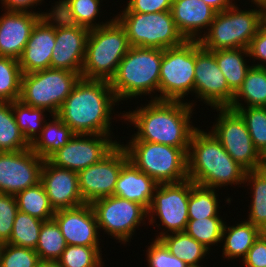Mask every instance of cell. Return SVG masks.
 <instances>
[{
	"mask_svg": "<svg viewBox=\"0 0 266 267\" xmlns=\"http://www.w3.org/2000/svg\"><path fill=\"white\" fill-rule=\"evenodd\" d=\"M193 103L150 100L145 107L123 113L138 128L129 141H148L183 149L187 154L196 127L190 124ZM131 112V113H130Z\"/></svg>",
	"mask_w": 266,
	"mask_h": 267,
	"instance_id": "1",
	"label": "cell"
},
{
	"mask_svg": "<svg viewBox=\"0 0 266 267\" xmlns=\"http://www.w3.org/2000/svg\"><path fill=\"white\" fill-rule=\"evenodd\" d=\"M116 102L109 81L80 78L57 116L75 134L111 135V112Z\"/></svg>",
	"mask_w": 266,
	"mask_h": 267,
	"instance_id": "2",
	"label": "cell"
},
{
	"mask_svg": "<svg viewBox=\"0 0 266 267\" xmlns=\"http://www.w3.org/2000/svg\"><path fill=\"white\" fill-rule=\"evenodd\" d=\"M188 160V179L195 184L217 189L232 184L241 185L247 170L222 147L212 132L196 128L191 135Z\"/></svg>",
	"mask_w": 266,
	"mask_h": 267,
	"instance_id": "3",
	"label": "cell"
},
{
	"mask_svg": "<svg viewBox=\"0 0 266 267\" xmlns=\"http://www.w3.org/2000/svg\"><path fill=\"white\" fill-rule=\"evenodd\" d=\"M163 50L131 46L109 81L117 101L159 92Z\"/></svg>",
	"mask_w": 266,
	"mask_h": 267,
	"instance_id": "4",
	"label": "cell"
},
{
	"mask_svg": "<svg viewBox=\"0 0 266 267\" xmlns=\"http://www.w3.org/2000/svg\"><path fill=\"white\" fill-rule=\"evenodd\" d=\"M130 47L127 33L115 17L90 29L81 78L110 81Z\"/></svg>",
	"mask_w": 266,
	"mask_h": 267,
	"instance_id": "5",
	"label": "cell"
},
{
	"mask_svg": "<svg viewBox=\"0 0 266 267\" xmlns=\"http://www.w3.org/2000/svg\"><path fill=\"white\" fill-rule=\"evenodd\" d=\"M256 6L258 8L245 11L234 5L216 13L208 31L199 39L201 46L208 51L248 49L259 28L266 22V8Z\"/></svg>",
	"mask_w": 266,
	"mask_h": 267,
	"instance_id": "6",
	"label": "cell"
},
{
	"mask_svg": "<svg viewBox=\"0 0 266 267\" xmlns=\"http://www.w3.org/2000/svg\"><path fill=\"white\" fill-rule=\"evenodd\" d=\"M121 146L128 160L158 184L188 179L187 153L181 148L148 141H130Z\"/></svg>",
	"mask_w": 266,
	"mask_h": 267,
	"instance_id": "7",
	"label": "cell"
},
{
	"mask_svg": "<svg viewBox=\"0 0 266 267\" xmlns=\"http://www.w3.org/2000/svg\"><path fill=\"white\" fill-rule=\"evenodd\" d=\"M80 78L81 73L55 68L22 74L19 100L57 115Z\"/></svg>",
	"mask_w": 266,
	"mask_h": 267,
	"instance_id": "8",
	"label": "cell"
},
{
	"mask_svg": "<svg viewBox=\"0 0 266 267\" xmlns=\"http://www.w3.org/2000/svg\"><path fill=\"white\" fill-rule=\"evenodd\" d=\"M115 16L124 27L130 46L167 49L183 44L171 11L155 13L122 12Z\"/></svg>",
	"mask_w": 266,
	"mask_h": 267,
	"instance_id": "9",
	"label": "cell"
},
{
	"mask_svg": "<svg viewBox=\"0 0 266 267\" xmlns=\"http://www.w3.org/2000/svg\"><path fill=\"white\" fill-rule=\"evenodd\" d=\"M196 40L163 50L159 97L151 100L182 101L187 93L194 92ZM183 98V99H182Z\"/></svg>",
	"mask_w": 266,
	"mask_h": 267,
	"instance_id": "10",
	"label": "cell"
},
{
	"mask_svg": "<svg viewBox=\"0 0 266 267\" xmlns=\"http://www.w3.org/2000/svg\"><path fill=\"white\" fill-rule=\"evenodd\" d=\"M215 109L220 112L211 132L222 147L247 171L261 169L266 159L255 148L241 115L229 107Z\"/></svg>",
	"mask_w": 266,
	"mask_h": 267,
	"instance_id": "11",
	"label": "cell"
},
{
	"mask_svg": "<svg viewBox=\"0 0 266 267\" xmlns=\"http://www.w3.org/2000/svg\"><path fill=\"white\" fill-rule=\"evenodd\" d=\"M91 206L98 228L124 244L129 242L136 228L148 216V210L141 204L115 195L97 199Z\"/></svg>",
	"mask_w": 266,
	"mask_h": 267,
	"instance_id": "12",
	"label": "cell"
},
{
	"mask_svg": "<svg viewBox=\"0 0 266 267\" xmlns=\"http://www.w3.org/2000/svg\"><path fill=\"white\" fill-rule=\"evenodd\" d=\"M191 192V180L187 179L179 183L158 184L153 195L152 203L148 209L149 223H156L154 216H158L160 223L165 232L160 234L155 239H160L171 233L185 231L188 216V201ZM154 214V216H153ZM156 214V215H155ZM167 228V229H166Z\"/></svg>",
	"mask_w": 266,
	"mask_h": 267,
	"instance_id": "13",
	"label": "cell"
},
{
	"mask_svg": "<svg viewBox=\"0 0 266 267\" xmlns=\"http://www.w3.org/2000/svg\"><path fill=\"white\" fill-rule=\"evenodd\" d=\"M111 135L74 134V136L47 160L54 166L79 172L100 162L119 143ZM111 138V139H110Z\"/></svg>",
	"mask_w": 266,
	"mask_h": 267,
	"instance_id": "14",
	"label": "cell"
},
{
	"mask_svg": "<svg viewBox=\"0 0 266 267\" xmlns=\"http://www.w3.org/2000/svg\"><path fill=\"white\" fill-rule=\"evenodd\" d=\"M128 161L125 149L119 143L100 162L78 172L79 191L85 203L114 195L122 166Z\"/></svg>",
	"mask_w": 266,
	"mask_h": 267,
	"instance_id": "15",
	"label": "cell"
},
{
	"mask_svg": "<svg viewBox=\"0 0 266 267\" xmlns=\"http://www.w3.org/2000/svg\"><path fill=\"white\" fill-rule=\"evenodd\" d=\"M194 93L213 109L230 107L234 98L215 55L204 49L199 40H196Z\"/></svg>",
	"mask_w": 266,
	"mask_h": 267,
	"instance_id": "16",
	"label": "cell"
},
{
	"mask_svg": "<svg viewBox=\"0 0 266 267\" xmlns=\"http://www.w3.org/2000/svg\"><path fill=\"white\" fill-rule=\"evenodd\" d=\"M44 161L31 148L0 152V193L16 196L37 185Z\"/></svg>",
	"mask_w": 266,
	"mask_h": 267,
	"instance_id": "17",
	"label": "cell"
},
{
	"mask_svg": "<svg viewBox=\"0 0 266 267\" xmlns=\"http://www.w3.org/2000/svg\"><path fill=\"white\" fill-rule=\"evenodd\" d=\"M90 30L65 22L55 13V47L51 68L81 73Z\"/></svg>",
	"mask_w": 266,
	"mask_h": 267,
	"instance_id": "18",
	"label": "cell"
},
{
	"mask_svg": "<svg viewBox=\"0 0 266 267\" xmlns=\"http://www.w3.org/2000/svg\"><path fill=\"white\" fill-rule=\"evenodd\" d=\"M40 182L54 211L86 204L79 191L78 172L54 166L45 160Z\"/></svg>",
	"mask_w": 266,
	"mask_h": 267,
	"instance_id": "19",
	"label": "cell"
},
{
	"mask_svg": "<svg viewBox=\"0 0 266 267\" xmlns=\"http://www.w3.org/2000/svg\"><path fill=\"white\" fill-rule=\"evenodd\" d=\"M52 219L59 226L67 245L99 247V228L91 204L57 210Z\"/></svg>",
	"mask_w": 266,
	"mask_h": 267,
	"instance_id": "20",
	"label": "cell"
},
{
	"mask_svg": "<svg viewBox=\"0 0 266 267\" xmlns=\"http://www.w3.org/2000/svg\"><path fill=\"white\" fill-rule=\"evenodd\" d=\"M50 13L6 11L0 16V56L19 59L36 23Z\"/></svg>",
	"mask_w": 266,
	"mask_h": 267,
	"instance_id": "21",
	"label": "cell"
},
{
	"mask_svg": "<svg viewBox=\"0 0 266 267\" xmlns=\"http://www.w3.org/2000/svg\"><path fill=\"white\" fill-rule=\"evenodd\" d=\"M55 43V12H53L42 17L34 26L27 45L18 59L22 74L51 68Z\"/></svg>",
	"mask_w": 266,
	"mask_h": 267,
	"instance_id": "22",
	"label": "cell"
},
{
	"mask_svg": "<svg viewBox=\"0 0 266 267\" xmlns=\"http://www.w3.org/2000/svg\"><path fill=\"white\" fill-rule=\"evenodd\" d=\"M171 12L178 31L186 40H199L201 29L208 30L217 13L202 0H172Z\"/></svg>",
	"mask_w": 266,
	"mask_h": 267,
	"instance_id": "23",
	"label": "cell"
},
{
	"mask_svg": "<svg viewBox=\"0 0 266 267\" xmlns=\"http://www.w3.org/2000/svg\"><path fill=\"white\" fill-rule=\"evenodd\" d=\"M158 183L141 172L129 160L122 166L114 195L150 208Z\"/></svg>",
	"mask_w": 266,
	"mask_h": 267,
	"instance_id": "24",
	"label": "cell"
},
{
	"mask_svg": "<svg viewBox=\"0 0 266 267\" xmlns=\"http://www.w3.org/2000/svg\"><path fill=\"white\" fill-rule=\"evenodd\" d=\"M99 6L100 0H59L55 3L54 12L65 22L86 27L90 30L110 22L93 23L100 14Z\"/></svg>",
	"mask_w": 266,
	"mask_h": 267,
	"instance_id": "25",
	"label": "cell"
},
{
	"mask_svg": "<svg viewBox=\"0 0 266 267\" xmlns=\"http://www.w3.org/2000/svg\"><path fill=\"white\" fill-rule=\"evenodd\" d=\"M262 232L249 221H242L235 226L224 224L222 231L223 258L234 259L242 257L244 259L255 240Z\"/></svg>",
	"mask_w": 266,
	"mask_h": 267,
	"instance_id": "26",
	"label": "cell"
},
{
	"mask_svg": "<svg viewBox=\"0 0 266 267\" xmlns=\"http://www.w3.org/2000/svg\"><path fill=\"white\" fill-rule=\"evenodd\" d=\"M52 116L53 120L44 123L42 131L30 144L33 152L44 160L64 146L75 134L57 115Z\"/></svg>",
	"mask_w": 266,
	"mask_h": 267,
	"instance_id": "27",
	"label": "cell"
},
{
	"mask_svg": "<svg viewBox=\"0 0 266 267\" xmlns=\"http://www.w3.org/2000/svg\"><path fill=\"white\" fill-rule=\"evenodd\" d=\"M211 52L215 55L218 68L224 74L229 89L235 94L252 67L247 65L246 59L244 60L245 57L249 56L248 49L230 48Z\"/></svg>",
	"mask_w": 266,
	"mask_h": 267,
	"instance_id": "28",
	"label": "cell"
},
{
	"mask_svg": "<svg viewBox=\"0 0 266 267\" xmlns=\"http://www.w3.org/2000/svg\"><path fill=\"white\" fill-rule=\"evenodd\" d=\"M241 99L247 103V107H266V67L252 65L234 94L232 104H239Z\"/></svg>",
	"mask_w": 266,
	"mask_h": 267,
	"instance_id": "29",
	"label": "cell"
},
{
	"mask_svg": "<svg viewBox=\"0 0 266 267\" xmlns=\"http://www.w3.org/2000/svg\"><path fill=\"white\" fill-rule=\"evenodd\" d=\"M160 240L170 253L189 265H198L210 251L203 244L196 241L185 231L164 235Z\"/></svg>",
	"mask_w": 266,
	"mask_h": 267,
	"instance_id": "30",
	"label": "cell"
},
{
	"mask_svg": "<svg viewBox=\"0 0 266 267\" xmlns=\"http://www.w3.org/2000/svg\"><path fill=\"white\" fill-rule=\"evenodd\" d=\"M244 181L251 183L252 203L247 221L261 232L266 231V173L262 170L247 171Z\"/></svg>",
	"mask_w": 266,
	"mask_h": 267,
	"instance_id": "31",
	"label": "cell"
},
{
	"mask_svg": "<svg viewBox=\"0 0 266 267\" xmlns=\"http://www.w3.org/2000/svg\"><path fill=\"white\" fill-rule=\"evenodd\" d=\"M15 197L19 211L43 221L52 220L55 211L50 205L45 188L41 182L19 192Z\"/></svg>",
	"mask_w": 266,
	"mask_h": 267,
	"instance_id": "32",
	"label": "cell"
},
{
	"mask_svg": "<svg viewBox=\"0 0 266 267\" xmlns=\"http://www.w3.org/2000/svg\"><path fill=\"white\" fill-rule=\"evenodd\" d=\"M30 148L22 135L12 110V102H0V152Z\"/></svg>",
	"mask_w": 266,
	"mask_h": 267,
	"instance_id": "33",
	"label": "cell"
},
{
	"mask_svg": "<svg viewBox=\"0 0 266 267\" xmlns=\"http://www.w3.org/2000/svg\"><path fill=\"white\" fill-rule=\"evenodd\" d=\"M218 195L211 187L195 184L191 181V192L188 201L189 219L220 217L218 215Z\"/></svg>",
	"mask_w": 266,
	"mask_h": 267,
	"instance_id": "34",
	"label": "cell"
},
{
	"mask_svg": "<svg viewBox=\"0 0 266 267\" xmlns=\"http://www.w3.org/2000/svg\"><path fill=\"white\" fill-rule=\"evenodd\" d=\"M244 119L252 142L259 153L266 159V107H244L243 104H231Z\"/></svg>",
	"mask_w": 266,
	"mask_h": 267,
	"instance_id": "35",
	"label": "cell"
},
{
	"mask_svg": "<svg viewBox=\"0 0 266 267\" xmlns=\"http://www.w3.org/2000/svg\"><path fill=\"white\" fill-rule=\"evenodd\" d=\"M12 110L19 130L27 142L31 144L42 131L43 123L47 121L44 118L46 110L29 106L21 100L12 102Z\"/></svg>",
	"mask_w": 266,
	"mask_h": 267,
	"instance_id": "36",
	"label": "cell"
},
{
	"mask_svg": "<svg viewBox=\"0 0 266 267\" xmlns=\"http://www.w3.org/2000/svg\"><path fill=\"white\" fill-rule=\"evenodd\" d=\"M66 246L65 238L57 223L53 219L44 221L35 248L39 259L57 261L66 249Z\"/></svg>",
	"mask_w": 266,
	"mask_h": 267,
	"instance_id": "37",
	"label": "cell"
},
{
	"mask_svg": "<svg viewBox=\"0 0 266 267\" xmlns=\"http://www.w3.org/2000/svg\"><path fill=\"white\" fill-rule=\"evenodd\" d=\"M43 220L18 211L13 222V231L7 243L35 250Z\"/></svg>",
	"mask_w": 266,
	"mask_h": 267,
	"instance_id": "38",
	"label": "cell"
},
{
	"mask_svg": "<svg viewBox=\"0 0 266 267\" xmlns=\"http://www.w3.org/2000/svg\"><path fill=\"white\" fill-rule=\"evenodd\" d=\"M22 71L17 59L0 56V102L20 99Z\"/></svg>",
	"mask_w": 266,
	"mask_h": 267,
	"instance_id": "39",
	"label": "cell"
},
{
	"mask_svg": "<svg viewBox=\"0 0 266 267\" xmlns=\"http://www.w3.org/2000/svg\"><path fill=\"white\" fill-rule=\"evenodd\" d=\"M224 224L220 217L189 219L185 232L210 250V246L221 243Z\"/></svg>",
	"mask_w": 266,
	"mask_h": 267,
	"instance_id": "40",
	"label": "cell"
},
{
	"mask_svg": "<svg viewBox=\"0 0 266 267\" xmlns=\"http://www.w3.org/2000/svg\"><path fill=\"white\" fill-rule=\"evenodd\" d=\"M100 249V247L67 245L57 262L60 267H103Z\"/></svg>",
	"mask_w": 266,
	"mask_h": 267,
	"instance_id": "41",
	"label": "cell"
},
{
	"mask_svg": "<svg viewBox=\"0 0 266 267\" xmlns=\"http://www.w3.org/2000/svg\"><path fill=\"white\" fill-rule=\"evenodd\" d=\"M39 261L35 250L5 243L0 267H36Z\"/></svg>",
	"mask_w": 266,
	"mask_h": 267,
	"instance_id": "42",
	"label": "cell"
},
{
	"mask_svg": "<svg viewBox=\"0 0 266 267\" xmlns=\"http://www.w3.org/2000/svg\"><path fill=\"white\" fill-rule=\"evenodd\" d=\"M18 211L16 197L0 193V241L4 243L9 241Z\"/></svg>",
	"mask_w": 266,
	"mask_h": 267,
	"instance_id": "43",
	"label": "cell"
},
{
	"mask_svg": "<svg viewBox=\"0 0 266 267\" xmlns=\"http://www.w3.org/2000/svg\"><path fill=\"white\" fill-rule=\"evenodd\" d=\"M149 267H187L188 265L177 256L170 253L169 249L160 239H154L147 249Z\"/></svg>",
	"mask_w": 266,
	"mask_h": 267,
	"instance_id": "44",
	"label": "cell"
},
{
	"mask_svg": "<svg viewBox=\"0 0 266 267\" xmlns=\"http://www.w3.org/2000/svg\"><path fill=\"white\" fill-rule=\"evenodd\" d=\"M172 0H129L123 12L155 13L171 11Z\"/></svg>",
	"mask_w": 266,
	"mask_h": 267,
	"instance_id": "45",
	"label": "cell"
},
{
	"mask_svg": "<svg viewBox=\"0 0 266 267\" xmlns=\"http://www.w3.org/2000/svg\"><path fill=\"white\" fill-rule=\"evenodd\" d=\"M245 267H266V234L262 232L242 260Z\"/></svg>",
	"mask_w": 266,
	"mask_h": 267,
	"instance_id": "46",
	"label": "cell"
},
{
	"mask_svg": "<svg viewBox=\"0 0 266 267\" xmlns=\"http://www.w3.org/2000/svg\"><path fill=\"white\" fill-rule=\"evenodd\" d=\"M249 57L263 62L262 64H254L253 66L266 67V22L259 28L257 34L251 40L248 47ZM265 63V64H264Z\"/></svg>",
	"mask_w": 266,
	"mask_h": 267,
	"instance_id": "47",
	"label": "cell"
},
{
	"mask_svg": "<svg viewBox=\"0 0 266 267\" xmlns=\"http://www.w3.org/2000/svg\"><path fill=\"white\" fill-rule=\"evenodd\" d=\"M44 0H1V3L4 9L7 11H16V12H31L27 9L32 8L34 5ZM29 7V8H28Z\"/></svg>",
	"mask_w": 266,
	"mask_h": 267,
	"instance_id": "48",
	"label": "cell"
},
{
	"mask_svg": "<svg viewBox=\"0 0 266 267\" xmlns=\"http://www.w3.org/2000/svg\"><path fill=\"white\" fill-rule=\"evenodd\" d=\"M202 1L205 2L211 8H213L217 13L225 11L226 9L234 6L232 0H202Z\"/></svg>",
	"mask_w": 266,
	"mask_h": 267,
	"instance_id": "49",
	"label": "cell"
},
{
	"mask_svg": "<svg viewBox=\"0 0 266 267\" xmlns=\"http://www.w3.org/2000/svg\"><path fill=\"white\" fill-rule=\"evenodd\" d=\"M36 267H60L57 261L40 260Z\"/></svg>",
	"mask_w": 266,
	"mask_h": 267,
	"instance_id": "50",
	"label": "cell"
},
{
	"mask_svg": "<svg viewBox=\"0 0 266 267\" xmlns=\"http://www.w3.org/2000/svg\"><path fill=\"white\" fill-rule=\"evenodd\" d=\"M251 2H253V4L255 5L263 6L264 8H266V0H251Z\"/></svg>",
	"mask_w": 266,
	"mask_h": 267,
	"instance_id": "51",
	"label": "cell"
},
{
	"mask_svg": "<svg viewBox=\"0 0 266 267\" xmlns=\"http://www.w3.org/2000/svg\"><path fill=\"white\" fill-rule=\"evenodd\" d=\"M4 246H5V243L0 241V264H1V258H2Z\"/></svg>",
	"mask_w": 266,
	"mask_h": 267,
	"instance_id": "52",
	"label": "cell"
},
{
	"mask_svg": "<svg viewBox=\"0 0 266 267\" xmlns=\"http://www.w3.org/2000/svg\"><path fill=\"white\" fill-rule=\"evenodd\" d=\"M261 169L266 173V163Z\"/></svg>",
	"mask_w": 266,
	"mask_h": 267,
	"instance_id": "53",
	"label": "cell"
},
{
	"mask_svg": "<svg viewBox=\"0 0 266 267\" xmlns=\"http://www.w3.org/2000/svg\"><path fill=\"white\" fill-rule=\"evenodd\" d=\"M187 267H201L200 265H189Z\"/></svg>",
	"mask_w": 266,
	"mask_h": 267,
	"instance_id": "54",
	"label": "cell"
}]
</instances>
